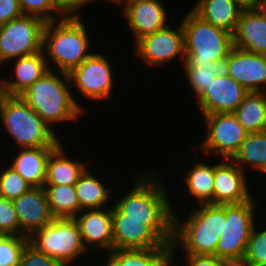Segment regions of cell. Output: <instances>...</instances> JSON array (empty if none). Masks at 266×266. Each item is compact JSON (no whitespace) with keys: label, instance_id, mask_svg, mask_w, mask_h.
<instances>
[{"label":"cell","instance_id":"obj_1","mask_svg":"<svg viewBox=\"0 0 266 266\" xmlns=\"http://www.w3.org/2000/svg\"><path fill=\"white\" fill-rule=\"evenodd\" d=\"M80 13L72 11L66 17L46 22L42 51L50 70L54 67L49 60L57 66V71L70 74L92 54L88 28Z\"/></svg>","mask_w":266,"mask_h":266},{"label":"cell","instance_id":"obj_2","mask_svg":"<svg viewBox=\"0 0 266 266\" xmlns=\"http://www.w3.org/2000/svg\"><path fill=\"white\" fill-rule=\"evenodd\" d=\"M69 85V74L49 70L20 96L54 130L52 125L76 121L84 111Z\"/></svg>","mask_w":266,"mask_h":266},{"label":"cell","instance_id":"obj_3","mask_svg":"<svg viewBox=\"0 0 266 266\" xmlns=\"http://www.w3.org/2000/svg\"><path fill=\"white\" fill-rule=\"evenodd\" d=\"M190 212L185 222L173 213V266H176L175 251L178 246L185 250V254L215 256L218 240L224 231L226 204H200Z\"/></svg>","mask_w":266,"mask_h":266},{"label":"cell","instance_id":"obj_4","mask_svg":"<svg viewBox=\"0 0 266 266\" xmlns=\"http://www.w3.org/2000/svg\"><path fill=\"white\" fill-rule=\"evenodd\" d=\"M181 21L184 31L185 61L190 66L224 65L234 47L233 34L215 27L190 10Z\"/></svg>","mask_w":266,"mask_h":266},{"label":"cell","instance_id":"obj_5","mask_svg":"<svg viewBox=\"0 0 266 266\" xmlns=\"http://www.w3.org/2000/svg\"><path fill=\"white\" fill-rule=\"evenodd\" d=\"M1 125L20 148L57 147L56 132L21 98L6 95L0 107Z\"/></svg>","mask_w":266,"mask_h":266},{"label":"cell","instance_id":"obj_6","mask_svg":"<svg viewBox=\"0 0 266 266\" xmlns=\"http://www.w3.org/2000/svg\"><path fill=\"white\" fill-rule=\"evenodd\" d=\"M155 173L151 170L139 175L127 195L116 200L114 205L123 213V219L173 220L175 211L168 189H165Z\"/></svg>","mask_w":266,"mask_h":266},{"label":"cell","instance_id":"obj_7","mask_svg":"<svg viewBox=\"0 0 266 266\" xmlns=\"http://www.w3.org/2000/svg\"><path fill=\"white\" fill-rule=\"evenodd\" d=\"M114 249L172 248L173 220L123 219L112 203Z\"/></svg>","mask_w":266,"mask_h":266},{"label":"cell","instance_id":"obj_8","mask_svg":"<svg viewBox=\"0 0 266 266\" xmlns=\"http://www.w3.org/2000/svg\"><path fill=\"white\" fill-rule=\"evenodd\" d=\"M28 243L62 266H71L88 251L74 218H54L51 223L34 231L28 237Z\"/></svg>","mask_w":266,"mask_h":266},{"label":"cell","instance_id":"obj_9","mask_svg":"<svg viewBox=\"0 0 266 266\" xmlns=\"http://www.w3.org/2000/svg\"><path fill=\"white\" fill-rule=\"evenodd\" d=\"M45 24L36 16L22 15L0 25V71L7 61L42 51Z\"/></svg>","mask_w":266,"mask_h":266},{"label":"cell","instance_id":"obj_10","mask_svg":"<svg viewBox=\"0 0 266 266\" xmlns=\"http://www.w3.org/2000/svg\"><path fill=\"white\" fill-rule=\"evenodd\" d=\"M254 198L239 204H226V223L218 240L215 256L221 259L244 258L256 220Z\"/></svg>","mask_w":266,"mask_h":266},{"label":"cell","instance_id":"obj_11","mask_svg":"<svg viewBox=\"0 0 266 266\" xmlns=\"http://www.w3.org/2000/svg\"><path fill=\"white\" fill-rule=\"evenodd\" d=\"M203 120L206 124V138L194 150L201 149L205 157L217 154L222 160H232L248 132L233 113L203 115Z\"/></svg>","mask_w":266,"mask_h":266},{"label":"cell","instance_id":"obj_12","mask_svg":"<svg viewBox=\"0 0 266 266\" xmlns=\"http://www.w3.org/2000/svg\"><path fill=\"white\" fill-rule=\"evenodd\" d=\"M103 53H92L70 74L71 87L86 99L104 101L113 93L114 71Z\"/></svg>","mask_w":266,"mask_h":266},{"label":"cell","instance_id":"obj_13","mask_svg":"<svg viewBox=\"0 0 266 266\" xmlns=\"http://www.w3.org/2000/svg\"><path fill=\"white\" fill-rule=\"evenodd\" d=\"M174 29L168 24L165 28L157 30L140 38L134 44V54L150 67H163L167 62L179 57L183 64L185 61V44L183 25L180 23Z\"/></svg>","mask_w":266,"mask_h":266},{"label":"cell","instance_id":"obj_14","mask_svg":"<svg viewBox=\"0 0 266 266\" xmlns=\"http://www.w3.org/2000/svg\"><path fill=\"white\" fill-rule=\"evenodd\" d=\"M109 3L123 5L126 24L134 35L133 44L168 25V12L160 0H110Z\"/></svg>","mask_w":266,"mask_h":266},{"label":"cell","instance_id":"obj_15","mask_svg":"<svg viewBox=\"0 0 266 266\" xmlns=\"http://www.w3.org/2000/svg\"><path fill=\"white\" fill-rule=\"evenodd\" d=\"M248 93L223 70L195 102L203 115L233 113Z\"/></svg>","mask_w":266,"mask_h":266},{"label":"cell","instance_id":"obj_16","mask_svg":"<svg viewBox=\"0 0 266 266\" xmlns=\"http://www.w3.org/2000/svg\"><path fill=\"white\" fill-rule=\"evenodd\" d=\"M223 70L248 92H266V55L233 47Z\"/></svg>","mask_w":266,"mask_h":266},{"label":"cell","instance_id":"obj_17","mask_svg":"<svg viewBox=\"0 0 266 266\" xmlns=\"http://www.w3.org/2000/svg\"><path fill=\"white\" fill-rule=\"evenodd\" d=\"M246 173L233 160L221 159L220 163L215 164L213 205L239 204L251 200L253 197Z\"/></svg>","mask_w":266,"mask_h":266},{"label":"cell","instance_id":"obj_18","mask_svg":"<svg viewBox=\"0 0 266 266\" xmlns=\"http://www.w3.org/2000/svg\"><path fill=\"white\" fill-rule=\"evenodd\" d=\"M109 207L83 210L74 217L87 250L98 248L104 250L105 254L114 250L112 205Z\"/></svg>","mask_w":266,"mask_h":266},{"label":"cell","instance_id":"obj_19","mask_svg":"<svg viewBox=\"0 0 266 266\" xmlns=\"http://www.w3.org/2000/svg\"><path fill=\"white\" fill-rule=\"evenodd\" d=\"M20 226V236L29 237L34 231L53 221L44 187H31L13 200Z\"/></svg>","mask_w":266,"mask_h":266},{"label":"cell","instance_id":"obj_20","mask_svg":"<svg viewBox=\"0 0 266 266\" xmlns=\"http://www.w3.org/2000/svg\"><path fill=\"white\" fill-rule=\"evenodd\" d=\"M234 47L266 55V15L259 10H242L233 33Z\"/></svg>","mask_w":266,"mask_h":266},{"label":"cell","instance_id":"obj_21","mask_svg":"<svg viewBox=\"0 0 266 266\" xmlns=\"http://www.w3.org/2000/svg\"><path fill=\"white\" fill-rule=\"evenodd\" d=\"M13 61V72L9 75L12 78L14 76L13 80L2 78L5 93L9 96H20L50 70L43 51Z\"/></svg>","mask_w":266,"mask_h":266},{"label":"cell","instance_id":"obj_22","mask_svg":"<svg viewBox=\"0 0 266 266\" xmlns=\"http://www.w3.org/2000/svg\"><path fill=\"white\" fill-rule=\"evenodd\" d=\"M55 148H18L15 159L13 158V162L9 165L32 187H44L47 160Z\"/></svg>","mask_w":266,"mask_h":266},{"label":"cell","instance_id":"obj_23","mask_svg":"<svg viewBox=\"0 0 266 266\" xmlns=\"http://www.w3.org/2000/svg\"><path fill=\"white\" fill-rule=\"evenodd\" d=\"M102 266H173L172 248L114 249Z\"/></svg>","mask_w":266,"mask_h":266},{"label":"cell","instance_id":"obj_24","mask_svg":"<svg viewBox=\"0 0 266 266\" xmlns=\"http://www.w3.org/2000/svg\"><path fill=\"white\" fill-rule=\"evenodd\" d=\"M62 145L60 143L48 157L44 185H75L87 168L83 161L69 158Z\"/></svg>","mask_w":266,"mask_h":266},{"label":"cell","instance_id":"obj_25","mask_svg":"<svg viewBox=\"0 0 266 266\" xmlns=\"http://www.w3.org/2000/svg\"><path fill=\"white\" fill-rule=\"evenodd\" d=\"M192 10L203 20L232 34L242 11L234 0H198Z\"/></svg>","mask_w":266,"mask_h":266},{"label":"cell","instance_id":"obj_26","mask_svg":"<svg viewBox=\"0 0 266 266\" xmlns=\"http://www.w3.org/2000/svg\"><path fill=\"white\" fill-rule=\"evenodd\" d=\"M90 171L87 167L74 185L81 211L103 209L111 198L110 192L113 188H107L101 179Z\"/></svg>","mask_w":266,"mask_h":266},{"label":"cell","instance_id":"obj_27","mask_svg":"<svg viewBox=\"0 0 266 266\" xmlns=\"http://www.w3.org/2000/svg\"><path fill=\"white\" fill-rule=\"evenodd\" d=\"M233 114L248 133L266 131V92H249Z\"/></svg>","mask_w":266,"mask_h":266},{"label":"cell","instance_id":"obj_28","mask_svg":"<svg viewBox=\"0 0 266 266\" xmlns=\"http://www.w3.org/2000/svg\"><path fill=\"white\" fill-rule=\"evenodd\" d=\"M188 170L185 171L183 180L190 195L198 200L199 205H213L214 165L202 160V162H194Z\"/></svg>","mask_w":266,"mask_h":266},{"label":"cell","instance_id":"obj_29","mask_svg":"<svg viewBox=\"0 0 266 266\" xmlns=\"http://www.w3.org/2000/svg\"><path fill=\"white\" fill-rule=\"evenodd\" d=\"M244 172L250 166L266 174V131L248 133L232 159ZM247 166H246V165Z\"/></svg>","mask_w":266,"mask_h":266},{"label":"cell","instance_id":"obj_30","mask_svg":"<svg viewBox=\"0 0 266 266\" xmlns=\"http://www.w3.org/2000/svg\"><path fill=\"white\" fill-rule=\"evenodd\" d=\"M44 190L54 218H74L81 211L74 185H44Z\"/></svg>","mask_w":266,"mask_h":266},{"label":"cell","instance_id":"obj_31","mask_svg":"<svg viewBox=\"0 0 266 266\" xmlns=\"http://www.w3.org/2000/svg\"><path fill=\"white\" fill-rule=\"evenodd\" d=\"M23 15L36 16L45 22L61 19L72 11L61 0H19Z\"/></svg>","mask_w":266,"mask_h":266},{"label":"cell","instance_id":"obj_32","mask_svg":"<svg viewBox=\"0 0 266 266\" xmlns=\"http://www.w3.org/2000/svg\"><path fill=\"white\" fill-rule=\"evenodd\" d=\"M183 72L187 78L189 87L194 92L197 99L204 90L209 87L210 83L223 71V65L208 62L200 66H190L186 61L183 62Z\"/></svg>","mask_w":266,"mask_h":266},{"label":"cell","instance_id":"obj_33","mask_svg":"<svg viewBox=\"0 0 266 266\" xmlns=\"http://www.w3.org/2000/svg\"><path fill=\"white\" fill-rule=\"evenodd\" d=\"M0 171V197L14 200L26 193L32 186L10 165Z\"/></svg>","mask_w":266,"mask_h":266},{"label":"cell","instance_id":"obj_34","mask_svg":"<svg viewBox=\"0 0 266 266\" xmlns=\"http://www.w3.org/2000/svg\"><path fill=\"white\" fill-rule=\"evenodd\" d=\"M27 236L0 235V266H18Z\"/></svg>","mask_w":266,"mask_h":266},{"label":"cell","instance_id":"obj_35","mask_svg":"<svg viewBox=\"0 0 266 266\" xmlns=\"http://www.w3.org/2000/svg\"><path fill=\"white\" fill-rule=\"evenodd\" d=\"M254 224L247 243L244 258L250 266H266V227L258 231Z\"/></svg>","mask_w":266,"mask_h":266},{"label":"cell","instance_id":"obj_36","mask_svg":"<svg viewBox=\"0 0 266 266\" xmlns=\"http://www.w3.org/2000/svg\"><path fill=\"white\" fill-rule=\"evenodd\" d=\"M0 235L20 236V226L12 200L0 197Z\"/></svg>","mask_w":266,"mask_h":266},{"label":"cell","instance_id":"obj_37","mask_svg":"<svg viewBox=\"0 0 266 266\" xmlns=\"http://www.w3.org/2000/svg\"><path fill=\"white\" fill-rule=\"evenodd\" d=\"M18 266H62L53 257L39 252L29 243L22 252Z\"/></svg>","mask_w":266,"mask_h":266},{"label":"cell","instance_id":"obj_38","mask_svg":"<svg viewBox=\"0 0 266 266\" xmlns=\"http://www.w3.org/2000/svg\"><path fill=\"white\" fill-rule=\"evenodd\" d=\"M19 0H0V25L22 16Z\"/></svg>","mask_w":266,"mask_h":266},{"label":"cell","instance_id":"obj_39","mask_svg":"<svg viewBox=\"0 0 266 266\" xmlns=\"http://www.w3.org/2000/svg\"><path fill=\"white\" fill-rule=\"evenodd\" d=\"M187 266H224V259L214 255H192L185 254Z\"/></svg>","mask_w":266,"mask_h":266},{"label":"cell","instance_id":"obj_40","mask_svg":"<svg viewBox=\"0 0 266 266\" xmlns=\"http://www.w3.org/2000/svg\"><path fill=\"white\" fill-rule=\"evenodd\" d=\"M234 1L242 10H259L266 4V0H234Z\"/></svg>","mask_w":266,"mask_h":266},{"label":"cell","instance_id":"obj_41","mask_svg":"<svg viewBox=\"0 0 266 266\" xmlns=\"http://www.w3.org/2000/svg\"><path fill=\"white\" fill-rule=\"evenodd\" d=\"M71 11H79L85 5H89L97 0H61ZM101 1V0H100ZM109 2L110 0H103Z\"/></svg>","mask_w":266,"mask_h":266},{"label":"cell","instance_id":"obj_42","mask_svg":"<svg viewBox=\"0 0 266 266\" xmlns=\"http://www.w3.org/2000/svg\"><path fill=\"white\" fill-rule=\"evenodd\" d=\"M224 266H250L245 258L224 259Z\"/></svg>","mask_w":266,"mask_h":266},{"label":"cell","instance_id":"obj_43","mask_svg":"<svg viewBox=\"0 0 266 266\" xmlns=\"http://www.w3.org/2000/svg\"><path fill=\"white\" fill-rule=\"evenodd\" d=\"M5 96H6V93H5V88L3 85V80L2 78H0V107H1L2 101L5 98Z\"/></svg>","mask_w":266,"mask_h":266},{"label":"cell","instance_id":"obj_44","mask_svg":"<svg viewBox=\"0 0 266 266\" xmlns=\"http://www.w3.org/2000/svg\"><path fill=\"white\" fill-rule=\"evenodd\" d=\"M261 10L265 13L266 15V4L261 8Z\"/></svg>","mask_w":266,"mask_h":266}]
</instances>
